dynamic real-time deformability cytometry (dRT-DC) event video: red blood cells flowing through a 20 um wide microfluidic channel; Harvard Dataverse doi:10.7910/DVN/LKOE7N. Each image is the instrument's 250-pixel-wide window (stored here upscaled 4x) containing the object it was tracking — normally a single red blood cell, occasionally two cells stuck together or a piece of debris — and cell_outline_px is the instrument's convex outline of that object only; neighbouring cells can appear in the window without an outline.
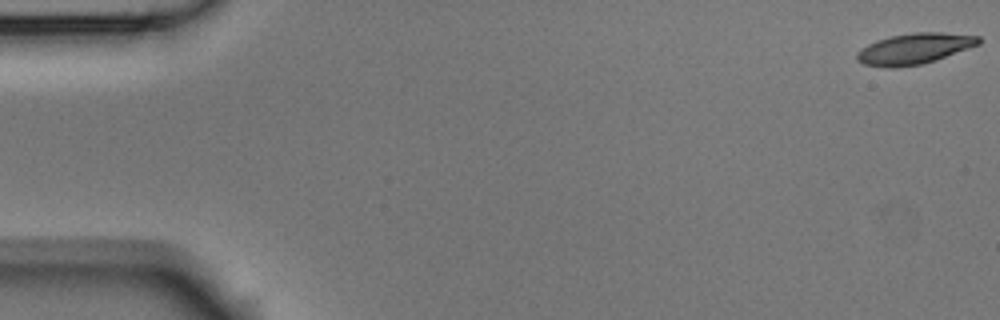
{"species": "Egyptian fruit bat (a non-hibernating species)", "species_latin": "Rousettus aegyptiacus", "temperature_condition": "room temperature", "stored_images_in_passage": 6, "camera_frame_rate_fps": 3000, "um_per_image_px": 0.085, "animal": {"sex": "male"}, "frame": {"image": 1, "passage_image": 1, "time_ms": 0.0, "image_size_px": [1000, 320], "cell_outline_px": [[980, 44], [936, 60], [924, 64], [896, 68], [884, 68], [864, 64], [856, 60], [856, 52], [868, 44], [876, 40], [892, 36], [912, 32], [940, 32], [980, 36]], "centroid_in_image_um": [77.7, 4.15], "position_along_channel_um": 7.3, "area_um2": 22.08}}
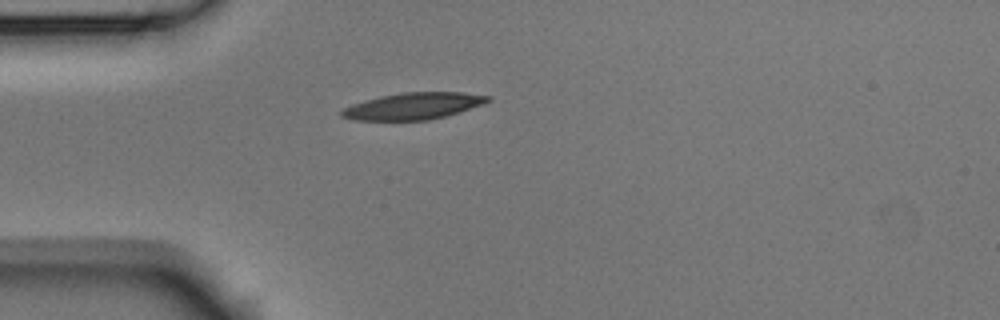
{"frame": {"image": 2, "passage_image": 5, "time_ms": 1.333, "image_size_px": [1000, 320], "cell_outline_px": [[492, 100], [484, 104], [444, 116], [428, 120], [352, 120], [340, 116], [340, 112], [344, 108], [352, 104], [364, 100], [380, 96], [404, 92], [464, 92], [492, 96]], "centroid_in_image_um": [35.14, 9.0], "position_along_channel_um": 49.9, "area_um2": 22.77}}